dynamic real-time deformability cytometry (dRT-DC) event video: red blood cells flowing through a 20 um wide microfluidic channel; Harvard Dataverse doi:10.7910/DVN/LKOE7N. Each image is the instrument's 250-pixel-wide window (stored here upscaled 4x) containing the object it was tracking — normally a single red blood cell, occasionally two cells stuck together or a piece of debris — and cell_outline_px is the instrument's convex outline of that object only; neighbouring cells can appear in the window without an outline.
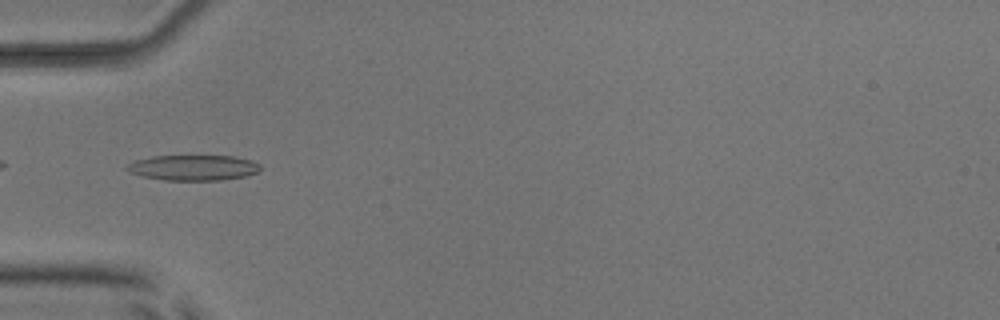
{"species": "common noctule bat (a hibernating species)", "species_latin": "Nyctalus noctula", "temperature_condition": "room temperature", "stored_images_in_passage": 4, "camera_frame_rate_fps": 3000, "um_per_image_px": 0.085, "animal": {"sex": "male", "body_mass_g": 17.9, "forearm_length_mm": 54.2}, "frame": {"image": 1, "passage_image": 4, "time_ms": 3.333, "image_size_px": [1000, 320], "cell_outline_px": [[260, 168], [256, 172], [244, 176], [220, 180], [164, 180], [144, 176], [128, 172], [124, 168], [132, 160], [152, 156], [232, 156], [252, 160], [260, 164]], "centroid_in_image_um": [16.38, 14.24], "position_along_channel_um": 68.6, "area_um2": 19.77}}